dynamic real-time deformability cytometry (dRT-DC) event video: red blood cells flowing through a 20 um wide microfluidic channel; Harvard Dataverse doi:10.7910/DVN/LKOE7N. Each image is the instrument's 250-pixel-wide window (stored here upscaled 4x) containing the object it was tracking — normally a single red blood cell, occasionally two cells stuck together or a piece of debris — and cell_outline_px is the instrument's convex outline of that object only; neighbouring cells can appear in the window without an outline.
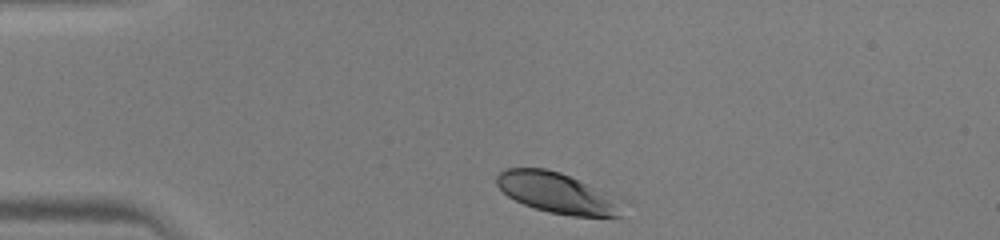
{"species": "human", "species_latin": "Homo sapiens", "temperature_condition": "warm", "stored_images_in_passage": 37, "camera_frame_rate_fps": 3000, "um_per_image_px": 0.085, "donor": {"sex": "male"}, "frame": {"image": 1, "passage_image": 1, "time_ms": 0.0, "image_size_px": [1000, 240], "cell_outline_px": [[620, 216], [572, 216], [548, 212], [524, 204], [508, 196], [496, 184], [496, 176], [504, 168], [544, 168], [560, 172], [584, 184], [616, 204]], "centroid_in_image_um": [47.09, 16.38], "position_along_channel_um": 37.9, "area_um2": 27.74}}
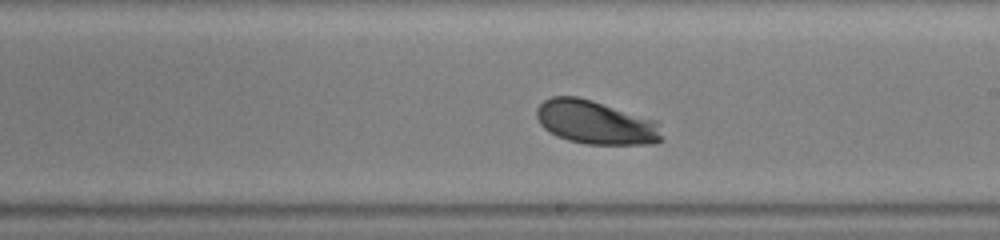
{"frame": {"image": 2, "passage_image": 18, "time_ms": 5.667, "image_size_px": [1000, 240], "cell_outline_px": [[664, 140], [656, 144], [584, 144], [568, 140], [556, 136], [544, 128], [540, 124], [536, 116], [536, 108], [544, 100], [552, 96], [576, 96], [592, 100], [656, 120]], "centroid_in_image_um": [50.63, 10.41], "position_along_channel_um": 238.4, "area_um2": 32.02}}
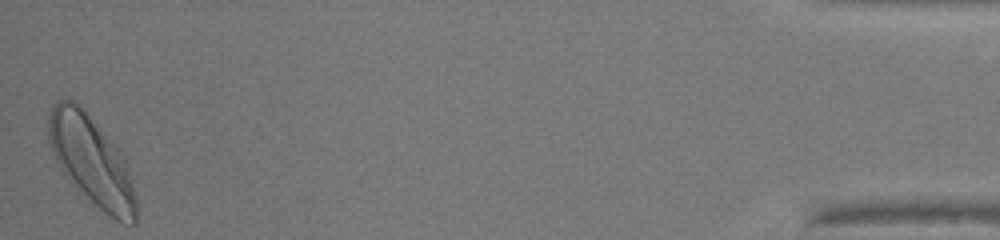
{"frame": {"image": 3, "passage_image": 37, "time_ms": 12.0, "image_size_px": [1000, 240], "cell_outline_px": [[136, 224], [124, 224], [116, 220], [104, 212], [68, 180], [56, 164], [52, 152], [48, 136], [48, 116], [52, 104], [56, 100], [72, 100], [88, 116], [124, 156], [136, 200]], "centroid_in_image_um": [7.74, 13.7], "position_along_channel_um": 427.5, "area_um2": 44.62}}